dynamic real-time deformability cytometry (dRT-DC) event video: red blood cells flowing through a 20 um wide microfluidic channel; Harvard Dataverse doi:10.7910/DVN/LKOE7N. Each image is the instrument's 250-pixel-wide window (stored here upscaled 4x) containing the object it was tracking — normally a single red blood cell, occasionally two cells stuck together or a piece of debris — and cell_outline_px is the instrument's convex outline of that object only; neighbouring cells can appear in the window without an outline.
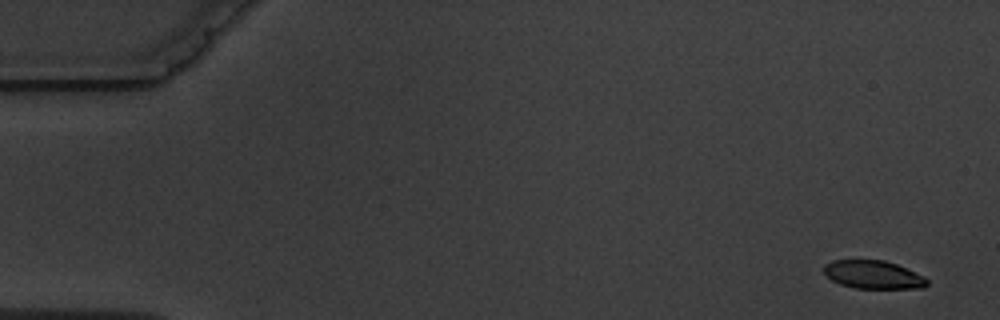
{"species": "common noctule bat (a hibernating species)", "species_latin": "Nyctalus noctula", "temperature_condition": "warm", "stored_images_in_passage": 5, "camera_frame_rate_fps": 3000, "um_per_image_px": 0.085, "animal": {"sex": "male", "body_mass_g": 19.5, "forearm_length_mm": 54.6}, "frame": {"image": 1, "passage_image": 1, "time_ms": 0.0, "image_size_px": [1000, 320], "cell_outline_px": [[928, 284], [924, 288], [856, 288], [840, 284], [832, 280], [824, 272], [824, 264], [832, 260], [884, 260], [896, 264], [924, 276], [928, 280]], "centroid_in_image_um": [74.23, 23.34], "position_along_channel_um": 10.8, "area_um2": 16.88}}
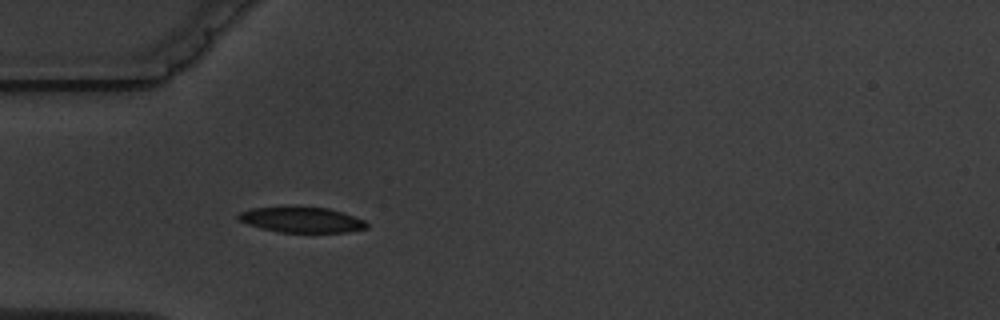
{"frame": {"image": 2, "passage_image": 5, "time_ms": 5.0, "image_size_px": [1000, 320], "cell_outline_px": [[368, 228], [348, 232], [280, 232], [248, 224], [240, 220], [236, 216], [240, 212], [252, 208], [284, 204], [296, 204], [328, 208], [344, 212], [364, 220], [368, 224]], "centroid_in_image_um": [25.64, 18.62], "position_along_channel_um": 59.4, "area_um2": 19.83}}